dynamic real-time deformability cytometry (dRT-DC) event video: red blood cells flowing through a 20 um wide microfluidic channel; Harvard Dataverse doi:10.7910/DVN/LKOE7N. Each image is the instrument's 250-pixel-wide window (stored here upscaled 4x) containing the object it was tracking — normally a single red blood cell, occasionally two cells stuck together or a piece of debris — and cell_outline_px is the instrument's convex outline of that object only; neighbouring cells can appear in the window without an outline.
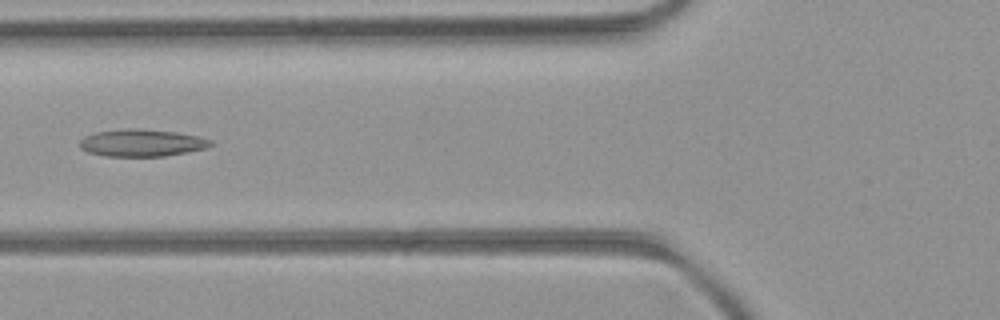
{"species": "common noctule bat (a hibernating species)", "species_latin": "Nyctalus noctula", "temperature_condition": "room temperature", "stored_images_in_passage": 43, "camera_frame_rate_fps": 3000, "um_per_image_px": 0.085, "animal": {"sex": "female", "body_mass_g": 21.9}, "frame": {"image": 1, "passage_image": 13, "time_ms": 4.0, "image_size_px": [1000, 320], "cell_outline_px": [[212, 144], [204, 148], [188, 152], [164, 156], [104, 156], [88, 152], [80, 148], [80, 140], [84, 136], [96, 132], [128, 128], [140, 128], [176, 132], [200, 136], [212, 140]], "centroid_in_image_um": [12.04, 12.14], "position_along_channel_um": 113.8, "area_um2": 20.81}}
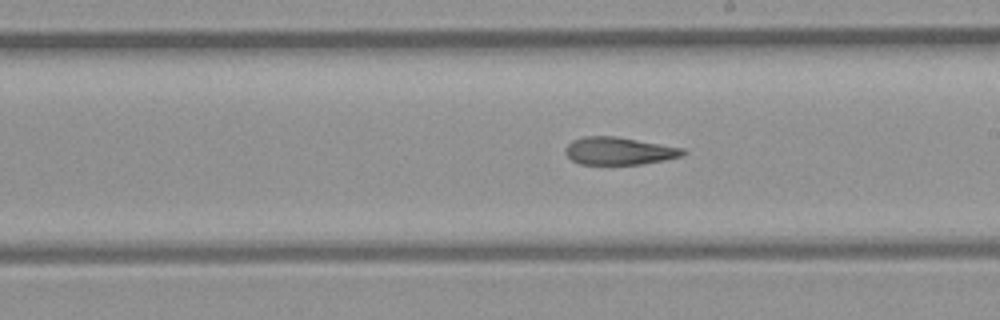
{"frame": {"image": 2, "passage_image": 22, "time_ms": 7.0, "image_size_px": [1000, 320], "cell_outline_px": [[688, 152], [684, 156], [664, 160], [640, 164], [580, 164], [572, 160], [564, 152], [564, 148], [572, 140], [584, 136], [616, 136], [684, 148]], "centroid_in_image_um": [52.63, 12.82], "position_along_channel_um": 236.4, "area_um2": 19.02}}
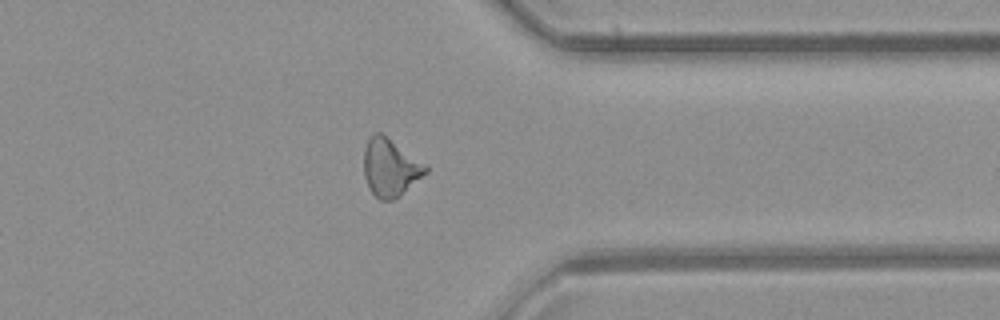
{"frame": {"image": 3, "passage_image": 33, "time_ms": 10.667, "image_size_px": [1000, 320], "cell_outline_px": [[428, 172], [392, 200], [380, 200], [372, 192], [364, 176], [364, 148], [368, 140], [376, 132], [380, 132], [424, 164], [428, 168]], "centroid_in_image_um": [33.14, 14.24], "position_along_channel_um": 378.3, "area_um2": 20.0}, "authors_computed_cell_mechanics": {"area_um2": 20.4034, "velocity_mm_per_s": 4.0782, "shape_relaxation_time_tau1_ms": null, "shape_relaxation_time_tau2_ms": 4.5539, "deformation_change_tau1": null, "deformation_change_tau2": 0.1443}}